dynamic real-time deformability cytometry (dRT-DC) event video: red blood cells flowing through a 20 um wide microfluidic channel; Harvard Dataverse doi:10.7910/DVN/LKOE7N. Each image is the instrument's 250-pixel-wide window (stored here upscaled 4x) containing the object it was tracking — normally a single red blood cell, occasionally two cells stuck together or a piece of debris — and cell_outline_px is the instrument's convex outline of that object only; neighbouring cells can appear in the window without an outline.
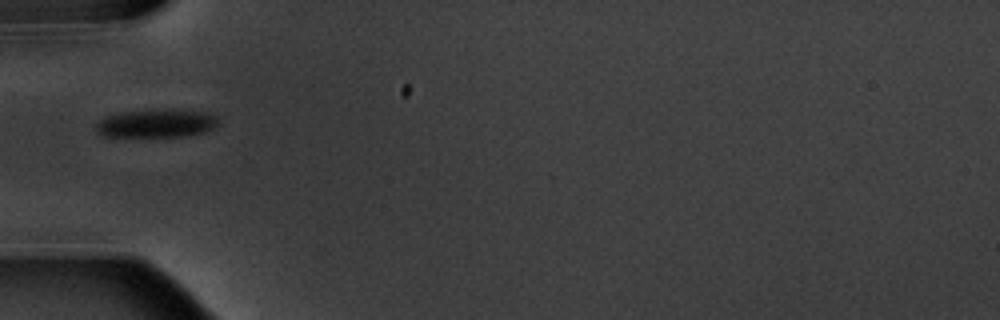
{"species": "common noctule bat (a hibernating species)", "species_latin": "Nyctalus noctula", "temperature_condition": "warm", "stored_images_in_passage": 11, "camera_frame_rate_fps": 3000, "um_per_image_px": 0.085, "animal": {"sex": "male", "body_mass_g": 20.1, "forearm_length_mm": 53.5}, "frame": {"image": 1, "passage_image": 1, "time_ms": 0.0, "image_size_px": [1000, 320], "cell_outline_px": [[220, 124], [216, 128], [204, 132], [180, 136], [104, 136], [96, 132], [96, 124], [100, 120], [108, 116], [120, 112], [168, 108], [208, 112], [216, 116]], "centroid_in_image_um": [13.36, 10.46], "position_along_channel_um": 71.6, "area_um2": 20.35}}
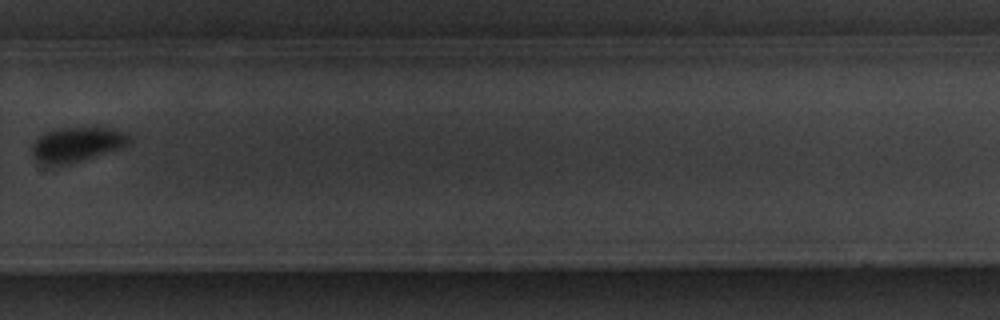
{"frame": {"image": 2, "passage_image": 7, "time_ms": 7.0, "image_size_px": [1000, 320], "cell_outline_px": [[132, 140], [128, 144], [120, 148], [80, 160], [60, 164], [40, 164], [32, 156], [32, 144], [40, 136], [56, 128], [108, 128], [120, 132], [128, 136]], "centroid_in_image_um": [6.48, 12.27], "position_along_channel_um": 323.3, "area_um2": 18.96}}
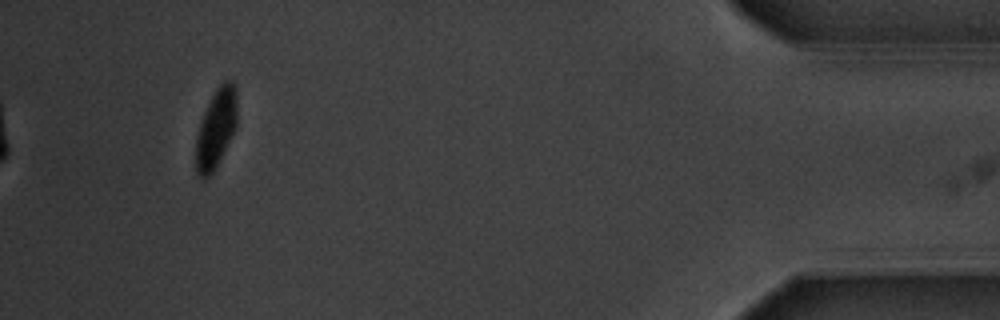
{"frame": {"image": 3, "passage_image": 10, "time_ms": 11.333, "image_size_px": [1000, 320], "cell_outline_px": [[236, 128], [216, 168], [204, 180], [196, 172], [196, 136], [200, 120], [216, 88], [224, 80], [232, 80], [236, 88]], "centroid_in_image_um": [18.36, 10.92], "position_along_channel_um": 416.8, "area_um2": 19.02}, "authors_computed_cell_mechanics": {"area_um2": 20.3456, "velocity_mm_per_s": 3.596, "shape_relaxation_time_tau1_ms": 2.3637, "shape_relaxation_time_tau2_ms": null, "deformation_change_tau1": 0.112, "deformation_change_tau2": null}}